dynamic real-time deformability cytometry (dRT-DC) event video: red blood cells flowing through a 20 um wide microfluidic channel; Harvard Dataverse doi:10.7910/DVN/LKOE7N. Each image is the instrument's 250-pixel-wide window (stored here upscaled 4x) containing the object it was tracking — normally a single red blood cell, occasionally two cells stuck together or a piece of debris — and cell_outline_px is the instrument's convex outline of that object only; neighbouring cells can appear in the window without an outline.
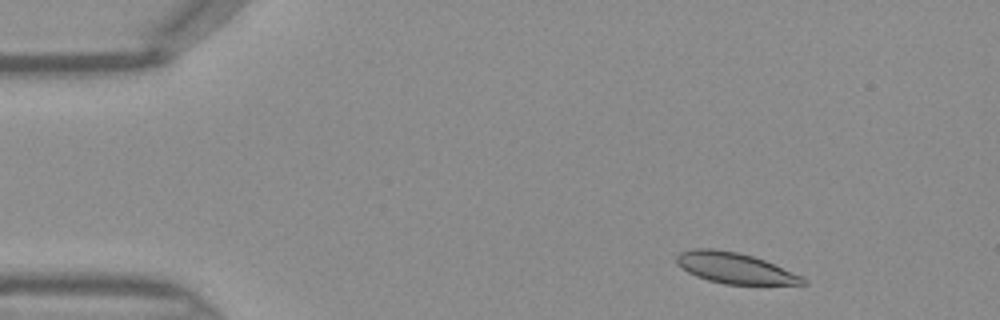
{"species": "Egyptian fruit bat (a non-hibernating species)", "species_latin": "Rousettus aegyptiacus", "temperature_condition": "warm", "stored_images_in_passage": 41, "camera_frame_rate_fps": 3000, "um_per_image_px": 0.085, "frame": {"image": 1, "passage_image": 1, "time_ms": 0.0, "image_size_px": [1000, 320], "cell_outline_px": [[808, 284], [724, 284], [708, 280], [696, 276], [688, 272], [676, 264], [676, 256], [680, 252], [692, 248], [716, 248], [740, 252], [764, 260], [804, 276], [808, 280]], "centroid_in_image_um": [62.46, 22.77], "position_along_channel_um": 22.5, "area_um2": 22.89}}
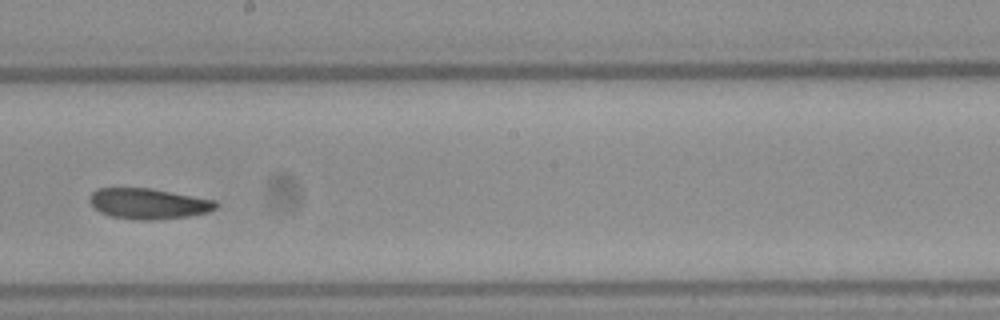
{"frame": {"image": 2, "passage_image": 21, "time_ms": 6.667, "image_size_px": [1000, 320], "cell_outline_px": [[220, 204], [216, 208], [208, 212], [188, 216], [152, 220], [136, 220], [112, 216], [100, 212], [88, 200], [88, 196], [96, 188], [148, 188], [216, 200]], "centroid_in_image_um": [12.61, 17.31], "position_along_channel_um": 235.6, "area_um2": 22.48}}
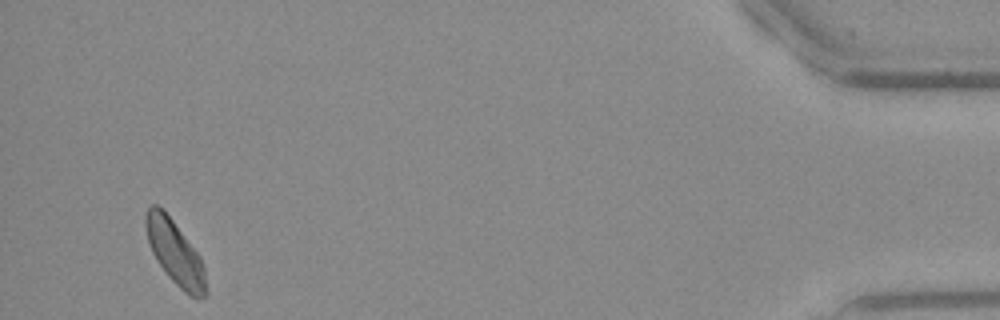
{"frame": {"image": 3, "passage_image": 39, "time_ms": 12.667, "image_size_px": [1000, 320], "cell_outline_px": [[208, 292], [204, 296], [192, 296], [184, 292], [168, 276], [156, 260], [148, 244], [144, 224], [144, 216], [148, 208], [152, 204], [156, 204], [172, 220], [200, 256], [204, 268]], "centroid_in_image_um": [14.85, 21.47], "position_along_channel_um": 420.3, "area_um2": 22.25}}